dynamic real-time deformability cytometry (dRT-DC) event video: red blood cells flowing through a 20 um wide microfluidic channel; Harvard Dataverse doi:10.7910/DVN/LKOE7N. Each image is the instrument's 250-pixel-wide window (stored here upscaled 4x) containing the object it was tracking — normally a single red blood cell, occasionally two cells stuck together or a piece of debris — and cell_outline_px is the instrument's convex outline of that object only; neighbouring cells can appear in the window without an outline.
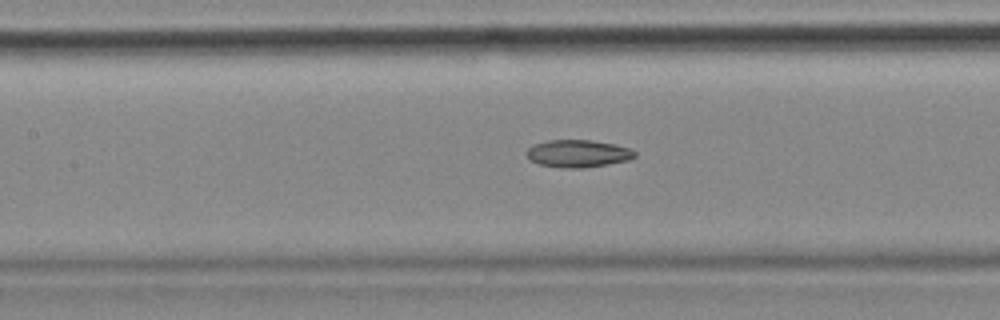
{"species": "common noctule bat (a hibernating species)", "species_latin": "Nyctalus noctula", "temperature_condition": "cold", "stored_images_in_passage": 56, "camera_frame_rate_fps": 3000, "um_per_image_px": 0.085, "animal": {"sex": "female", "body_mass_g": 18.4}, "frame": {"image": 1, "passage_image": 25, "time_ms": 8.0, "image_size_px": [1000, 320], "cell_outline_px": [[636, 156], [628, 160], [608, 164], [584, 168], [568, 168], [540, 164], [532, 160], [528, 156], [528, 148], [532, 144], [548, 140], [592, 140], [616, 144], [632, 148], [636, 152]], "centroid_in_image_um": [49.19, 13.04], "position_along_channel_um": 158.2, "area_um2": 17.28}}